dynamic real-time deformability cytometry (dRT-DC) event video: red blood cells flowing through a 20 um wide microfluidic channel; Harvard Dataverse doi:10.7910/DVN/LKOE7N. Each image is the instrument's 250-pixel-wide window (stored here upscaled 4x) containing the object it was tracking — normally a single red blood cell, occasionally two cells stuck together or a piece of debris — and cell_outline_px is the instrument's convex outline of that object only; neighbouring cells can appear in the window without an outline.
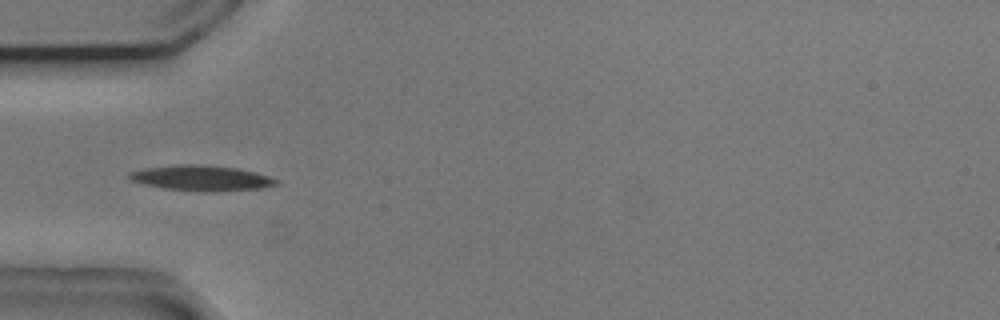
{"species": "common noctule bat (a hibernating species)", "species_latin": "Nyctalus noctula", "temperature_condition": "cold", "stored_images_in_passage": 44, "camera_frame_rate_fps": 3000, "um_per_image_px": 0.085, "animal": {"sex": "male", "body_mass_g": 20.5, "forearm_length_mm": 52.5}, "frame": {"image": 1, "passage_image": 7, "time_ms": 2.0, "image_size_px": [1000, 320], "cell_outline_px": [[280, 184], [260, 188], [212, 192], [208, 192], [164, 188], [144, 184], [132, 180], [128, 176], [128, 172], [144, 168], [176, 164], [204, 164], [236, 168], [256, 172], [280, 180]], "centroid_in_image_um": [17.14, 15.12], "position_along_channel_um": 67.9, "area_um2": 21.85}, "authors_computed_cell_mechanics": {"area_um2": 19.5942, "velocity_mm_per_s": 3.7082, "shape_relaxation_time_tau1_ms": 2.9666, "shape_relaxation_time_tau2_ms": null, "deformation_change_tau1": 0.1122, "deformation_change_tau2": null}}